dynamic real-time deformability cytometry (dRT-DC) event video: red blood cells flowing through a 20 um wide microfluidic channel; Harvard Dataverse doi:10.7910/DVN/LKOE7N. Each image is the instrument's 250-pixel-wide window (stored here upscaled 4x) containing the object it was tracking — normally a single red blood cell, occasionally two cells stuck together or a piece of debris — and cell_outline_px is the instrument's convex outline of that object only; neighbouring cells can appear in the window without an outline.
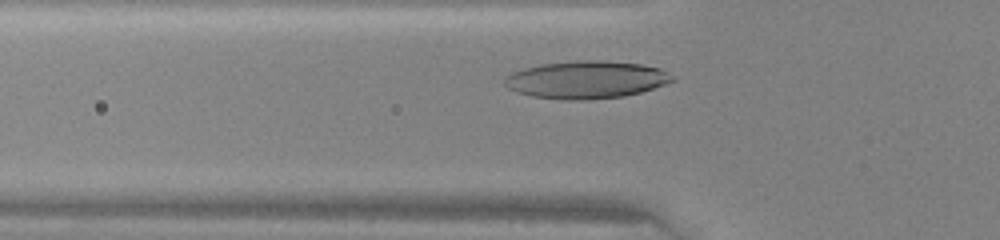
{"species": "human", "species_latin": "Homo sapiens", "temperature_condition": "warm", "stored_images_in_passage": 27, "camera_frame_rate_fps": 3000, "um_per_image_px": 0.085, "donor": {"sex": "female"}, "frame": {"image": 1, "passage_image": 6, "time_ms": 1.667, "image_size_px": [1000, 240], "cell_outline_px": [[676, 80], [640, 92], [624, 96], [584, 100], [560, 100], [532, 96], [516, 92], [508, 88], [504, 84], [504, 80], [512, 72], [524, 68], [540, 64], [580, 60], [600, 60], [640, 64], [660, 68], [676, 76]], "centroid_in_image_um": [49.84, 6.78], "position_along_channel_um": 76.0, "area_um2": 36.82}}
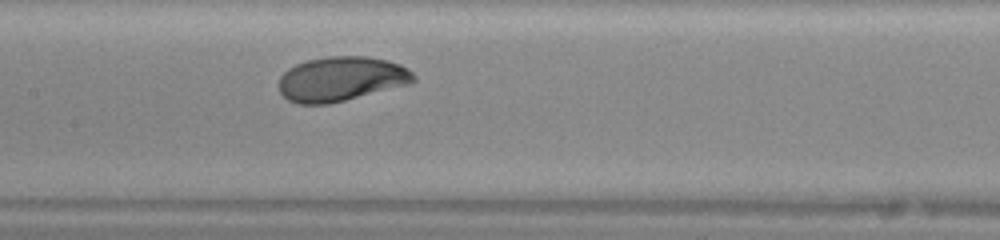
{"frame": {"image": 2, "passage_image": 13, "time_ms": 4.0, "image_size_px": [1000, 240], "cell_outline_px": [[416, 80], [412, 84], [328, 104], [296, 104], [288, 100], [280, 92], [276, 84], [280, 76], [288, 68], [296, 64], [308, 60], [328, 56], [368, 56], [388, 60], [400, 64], [408, 68], [416, 76]], "centroid_in_image_um": [29.01, 6.71], "position_along_channel_um": 178.4, "area_um2": 35.49}}
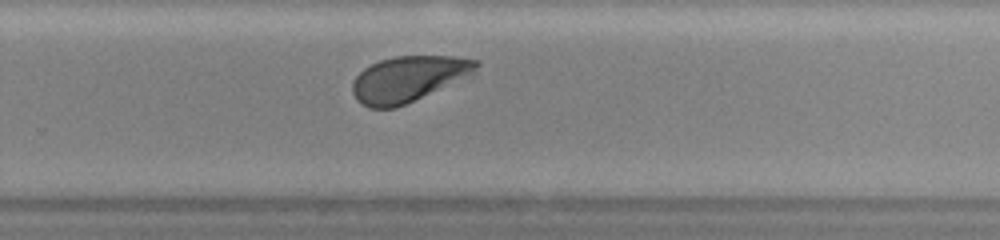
{"frame": {"image": 3, "passage_image": 21, "time_ms": 6.667, "image_size_px": [1000, 240], "cell_outline_px": [[480, 64], [476, 76], [396, 108], [368, 108], [360, 104], [356, 100], [352, 92], [352, 80], [364, 68], [380, 60], [392, 56], [456, 56], [480, 60]], "centroid_in_image_um": [34.81, 6.71], "position_along_channel_um": 295.0, "area_um2": 34.1}}